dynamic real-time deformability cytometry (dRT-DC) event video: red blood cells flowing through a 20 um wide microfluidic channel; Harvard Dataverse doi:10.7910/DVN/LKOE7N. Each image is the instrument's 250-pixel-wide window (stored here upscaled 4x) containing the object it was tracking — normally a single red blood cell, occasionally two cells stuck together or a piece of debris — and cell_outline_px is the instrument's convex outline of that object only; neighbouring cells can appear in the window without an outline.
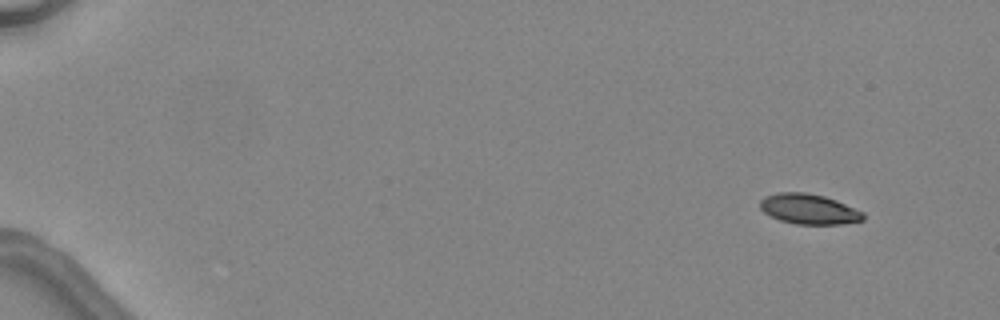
{"species": "common noctule bat (a hibernating species)", "species_latin": "Nyctalus noctula", "temperature_condition": "warm", "stored_images_in_passage": 5, "camera_frame_rate_fps": 3000, "um_per_image_px": 0.085, "animal": {"sex": "female", "body_mass_g": 24.6, "forearm_length_mm": 56.2}, "frame": {"image": 1, "passage_image": 1, "time_ms": 0.0, "image_size_px": [1000, 320], "cell_outline_px": [[864, 220], [840, 224], [796, 224], [780, 220], [764, 212], [760, 208], [760, 200], [764, 196], [776, 192], [804, 192], [824, 196], [836, 200], [864, 212]], "centroid_in_image_um": [68.74, 17.76], "position_along_channel_um": 16.3, "area_um2": 18.15}}
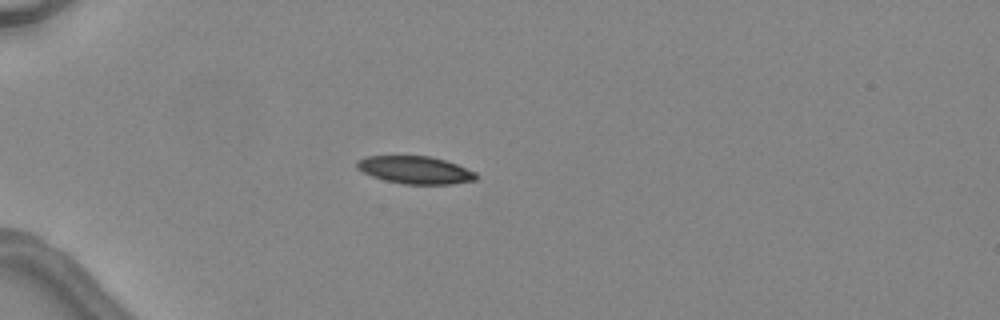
{"frame": {"image": 2, "passage_image": 4, "time_ms": 3.667, "image_size_px": [1000, 320], "cell_outline_px": [[476, 180], [452, 184], [404, 184], [384, 180], [372, 176], [356, 168], [356, 160], [364, 156], [428, 156], [444, 160], [456, 164], [476, 172]], "centroid_in_image_um": [35.26, 14.45], "position_along_channel_um": 49.7, "area_um2": 19.13}}